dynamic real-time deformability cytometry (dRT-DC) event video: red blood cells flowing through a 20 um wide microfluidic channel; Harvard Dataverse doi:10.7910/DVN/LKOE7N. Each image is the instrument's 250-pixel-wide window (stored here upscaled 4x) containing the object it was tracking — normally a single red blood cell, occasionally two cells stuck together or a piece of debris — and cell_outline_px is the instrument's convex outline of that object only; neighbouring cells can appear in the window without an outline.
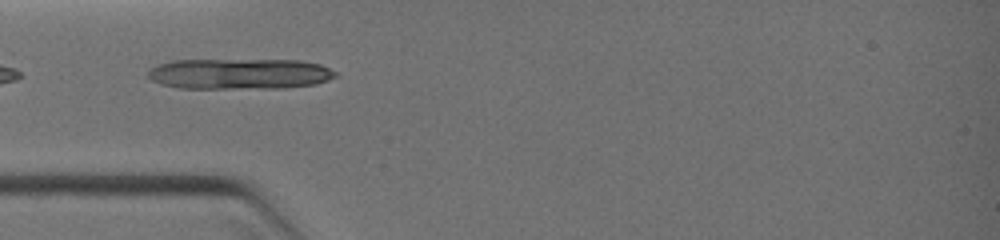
{"species": "common noctule bat (a hibernating species)", "species_latin": "Nyctalus noctula", "temperature_condition": "warm", "stored_images_in_passage": 2, "camera_frame_rate_fps": 3000, "um_per_image_px": 0.085, "animal": {"sex": "female", "body_mass_g": 19.0, "forearm_length_mm": 51.5}, "frame": {"image": 1, "passage_image": 1, "time_ms": 0.0, "image_size_px": [1000, 240], "cell_outline_px": [[340, 76], [316, 84], [284, 88], [180, 88], [164, 84], [152, 80], [148, 76], [148, 72], [156, 64], [172, 60], [300, 60], [320, 64], [340, 72]], "centroid_in_image_um": [20.44, 6.27], "position_along_channel_um": 64.6, "area_um2": 33.81}}